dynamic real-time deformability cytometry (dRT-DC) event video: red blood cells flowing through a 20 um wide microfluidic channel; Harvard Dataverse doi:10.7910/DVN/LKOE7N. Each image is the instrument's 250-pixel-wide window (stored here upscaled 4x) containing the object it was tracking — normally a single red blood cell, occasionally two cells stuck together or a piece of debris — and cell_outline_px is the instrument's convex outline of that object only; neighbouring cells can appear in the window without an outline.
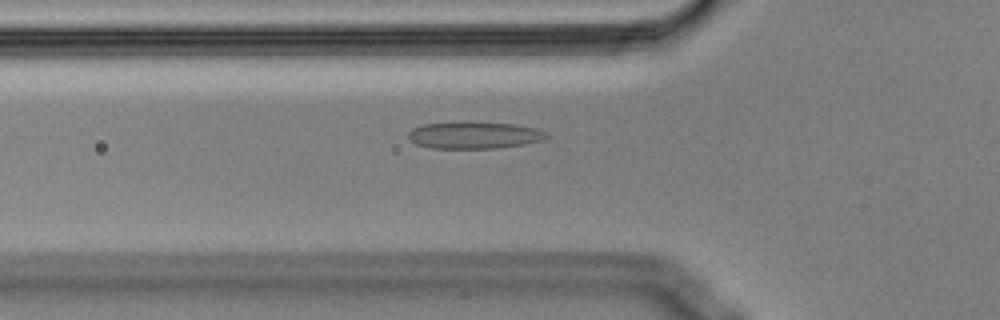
{"species": "Egyptian fruit bat (a non-hibernating species)", "species_latin": "Rousettus aegyptiacus", "temperature_condition": "cold", "stored_images_in_passage": 40, "camera_frame_rate_fps": 3000, "um_per_image_px": 0.085, "animal": {"sex": "male"}, "frame": {"image": 1, "passage_image": 6, "time_ms": 1.667, "image_size_px": [1000, 320], "cell_outline_px": [[548, 136], [544, 140], [524, 144], [496, 148], [432, 148], [416, 144], [408, 140], [408, 132], [412, 128], [424, 124], [464, 120], [468, 120], [516, 124], [536, 128], [544, 132]], "centroid_in_image_um": [40.27, 11.46], "position_along_channel_um": 85.5, "area_um2": 22.25}}
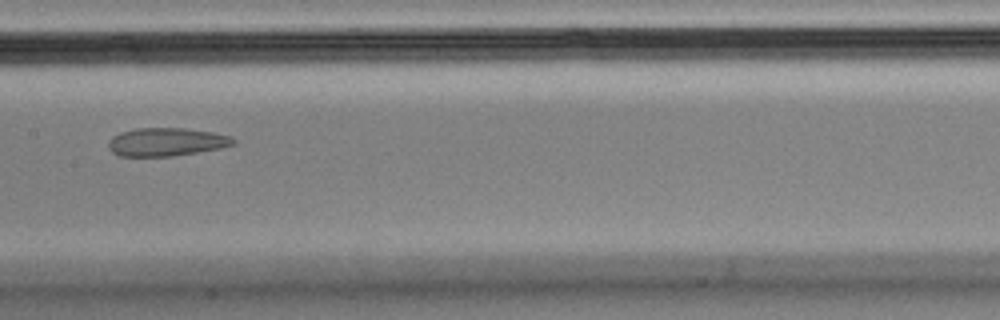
{"frame": {"image": 2, "passage_image": 15, "time_ms": 4.667, "image_size_px": [1000, 320], "cell_outline_px": [[236, 144], [220, 148], [172, 156], [120, 156], [112, 152], [108, 148], [108, 140], [112, 136], [120, 132], [136, 128], [188, 128], [212, 132], [232, 136], [236, 140]], "centroid_in_image_um": [14.14, 12.05], "position_along_channel_um": 193.3, "area_um2": 20.69}}
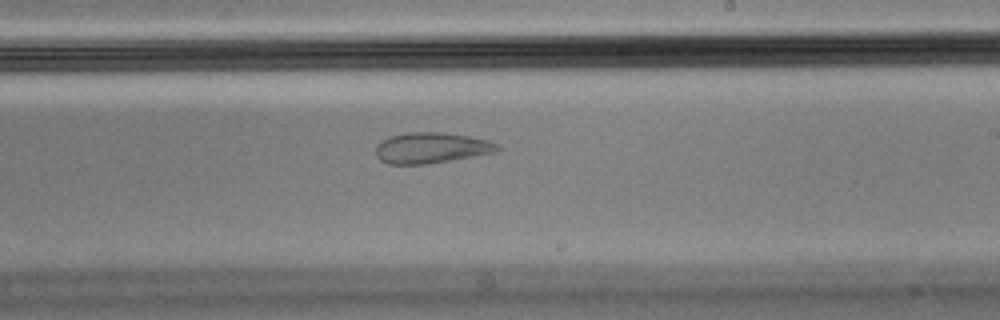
{"frame": {"image": 3, "passage_image": 20, "time_ms": 6.333, "image_size_px": [1000, 320], "cell_outline_px": [[500, 148], [496, 152], [428, 164], [388, 164], [380, 160], [376, 156], [376, 144], [392, 136], [408, 132], [444, 132], [468, 136], [488, 140], [496, 144]], "centroid_in_image_um": [36.64, 12.57], "position_along_channel_um": 252.4, "area_um2": 21.68}}